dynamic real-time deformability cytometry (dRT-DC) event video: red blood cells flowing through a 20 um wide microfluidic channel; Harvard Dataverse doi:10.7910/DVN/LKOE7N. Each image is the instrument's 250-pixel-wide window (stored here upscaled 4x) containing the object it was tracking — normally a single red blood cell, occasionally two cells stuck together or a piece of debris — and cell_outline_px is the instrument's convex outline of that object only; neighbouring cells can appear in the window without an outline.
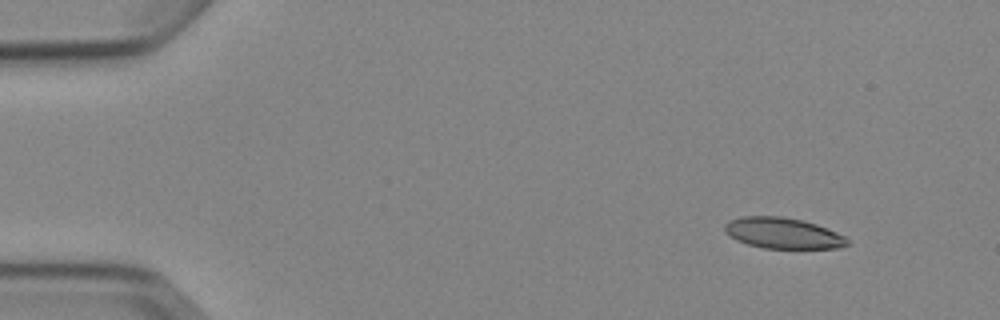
{"species": "Egyptian fruit bat (a non-hibernating species)", "species_latin": "Rousettus aegyptiacus", "temperature_condition": "cold", "stored_images_in_passage": 4, "camera_frame_rate_fps": 3000, "um_per_image_px": 0.085, "animal": {"sex": "female"}, "frame": {"image": 1, "passage_image": 2, "time_ms": 1.333, "image_size_px": [1000, 320], "cell_outline_px": [[848, 244], [840, 248], [764, 248], [748, 244], [736, 240], [724, 232], [724, 224], [728, 220], [740, 216], [780, 216], [804, 220], [828, 228], [844, 236], [848, 240]], "centroid_in_image_um": [66.51, 19.8], "position_along_channel_um": 18.5, "area_um2": 22.2}}